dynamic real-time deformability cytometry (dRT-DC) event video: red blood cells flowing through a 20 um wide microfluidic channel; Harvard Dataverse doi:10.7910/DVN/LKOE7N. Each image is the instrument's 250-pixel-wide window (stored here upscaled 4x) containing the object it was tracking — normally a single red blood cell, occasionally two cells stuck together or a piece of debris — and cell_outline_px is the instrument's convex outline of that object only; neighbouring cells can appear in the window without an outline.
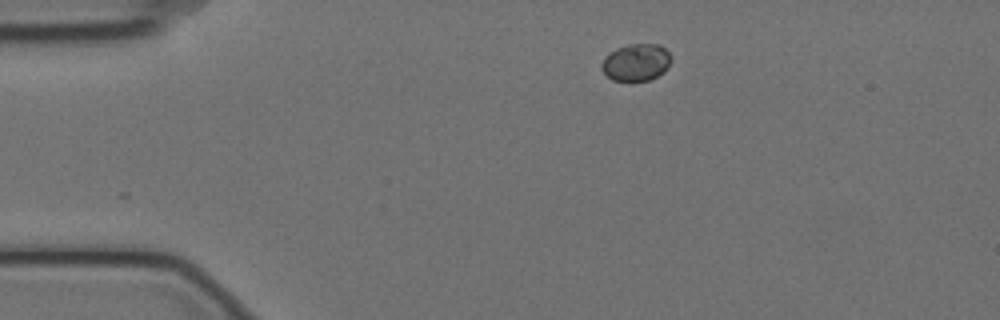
{"species": "Egyptian fruit bat (a non-hibernating species)", "species_latin": "Rousettus aegyptiacus", "temperature_condition": "cold", "stored_images_in_passage": 4, "camera_frame_rate_fps": 3000, "um_per_image_px": 0.085, "animal": {"sex": "female"}, "frame": {"image": 1, "passage_image": 1, "time_ms": 0.0, "image_size_px": [1000, 320], "cell_outline_px": [[672, 56], [668, 68], [664, 72], [648, 80], [612, 80], [600, 68], [600, 64], [608, 52], [616, 48], [628, 44], [656, 44], [664, 48]], "centroid_in_image_um": [54.06, 5.28], "position_along_channel_um": 30.9, "area_um2": 15.03}}
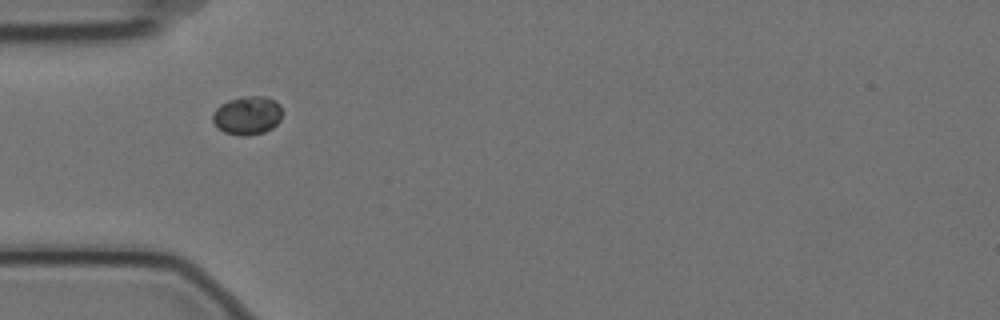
{"frame": {"image": 2, "passage_image": 3, "time_ms": 0.667, "image_size_px": [1000, 320], "cell_outline_px": [[280, 120], [272, 128], [264, 132], [240, 136], [224, 132], [212, 120], [212, 112], [220, 104], [228, 100], [240, 96], [264, 96], [276, 100], [280, 104]], "centroid_in_image_um": [21.01, 9.78], "position_along_channel_um": 64.0, "area_um2": 15.61}}
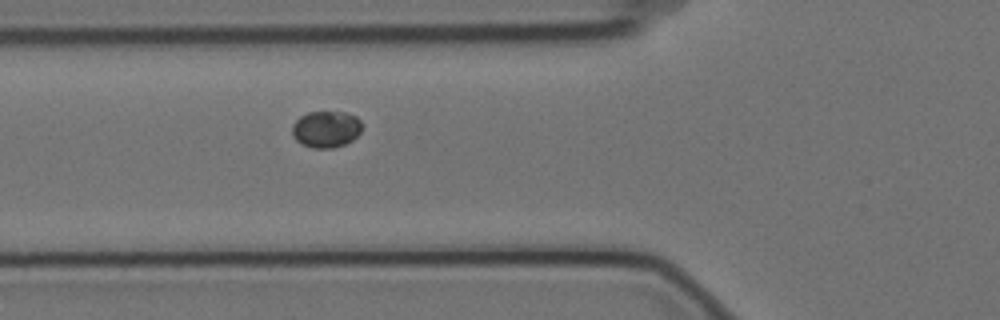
{"frame": {"image": 3, "passage_image": 4, "time_ms": 1.0, "image_size_px": [1000, 320], "cell_outline_px": [[360, 132], [352, 140], [344, 144], [332, 148], [312, 148], [300, 144], [292, 136], [292, 124], [300, 116], [308, 112], [344, 112], [356, 116], [360, 120]], "centroid_in_image_um": [27.67, 10.98], "position_along_channel_um": 98.1, "area_um2": 14.91}}